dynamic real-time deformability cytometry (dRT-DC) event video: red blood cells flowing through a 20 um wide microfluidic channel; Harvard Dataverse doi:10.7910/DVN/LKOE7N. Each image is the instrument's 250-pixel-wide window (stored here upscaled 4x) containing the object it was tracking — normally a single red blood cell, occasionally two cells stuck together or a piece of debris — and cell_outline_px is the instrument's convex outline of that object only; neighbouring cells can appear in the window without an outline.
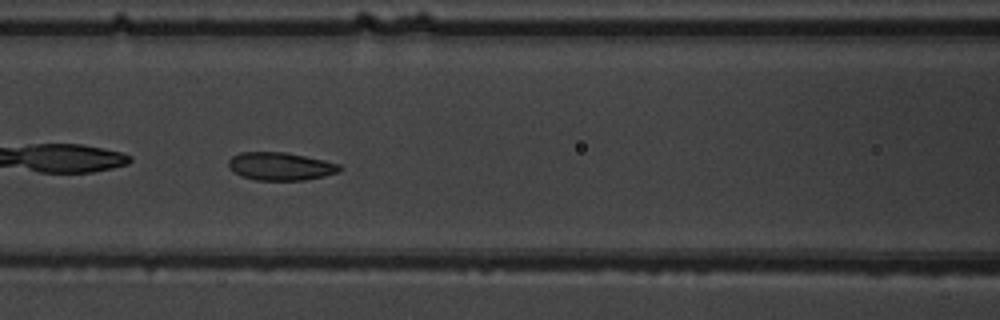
{"species": "common noctule bat (a hibernating species)", "species_latin": "Nyctalus noctula", "temperature_condition": "warm", "stored_images_in_passage": 9, "camera_frame_rate_fps": 3000, "um_per_image_px": 0.085, "animal": {"sex": "male", "body_mass_g": 19.5, "forearm_length_mm": 54.6}, "frame": {"image": 1, "passage_image": 6, "time_ms": 5.667, "image_size_px": [1000, 320], "cell_outline_px": [[344, 168], [340, 172], [324, 176], [304, 180], [256, 180], [240, 176], [228, 168], [228, 160], [232, 156], [240, 152], [284, 152], [324, 160], [340, 164]], "centroid_in_image_um": [23.84, 14.14], "position_along_channel_um": 142.8, "area_um2": 18.26}}
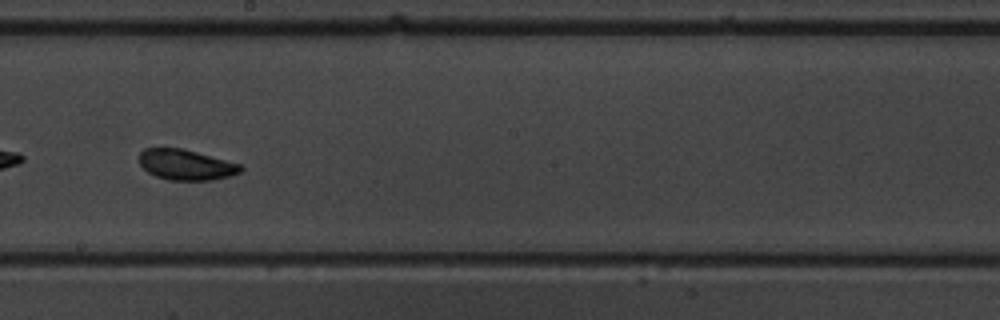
{"frame": {"image": 2, "passage_image": 8, "time_ms": 8.0, "image_size_px": [1000, 320], "cell_outline_px": [[244, 168], [240, 172], [228, 176], [212, 180], [168, 180], [156, 176], [148, 172], [140, 164], [140, 152], [144, 148], [184, 148], [244, 164]], "centroid_in_image_um": [15.86, 13.99], "position_along_channel_um": 232.3, "area_um2": 18.26}}
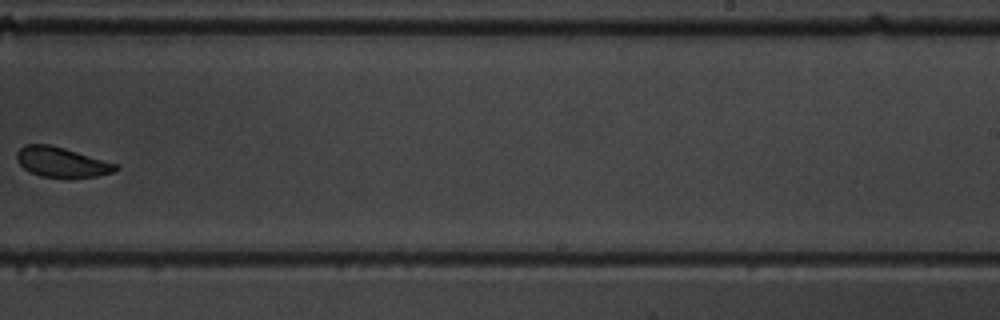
{"frame": {"image": 3, "passage_image": 9, "time_ms": 9.333, "image_size_px": [1000, 320], "cell_outline_px": [[120, 168], [112, 172], [96, 176], [68, 180], [40, 176], [24, 168], [16, 160], [16, 152], [24, 144], [48, 144], [64, 148], [120, 164]], "centroid_in_image_um": [5.27, 13.81], "position_along_channel_um": 283.7, "area_um2": 17.8}}